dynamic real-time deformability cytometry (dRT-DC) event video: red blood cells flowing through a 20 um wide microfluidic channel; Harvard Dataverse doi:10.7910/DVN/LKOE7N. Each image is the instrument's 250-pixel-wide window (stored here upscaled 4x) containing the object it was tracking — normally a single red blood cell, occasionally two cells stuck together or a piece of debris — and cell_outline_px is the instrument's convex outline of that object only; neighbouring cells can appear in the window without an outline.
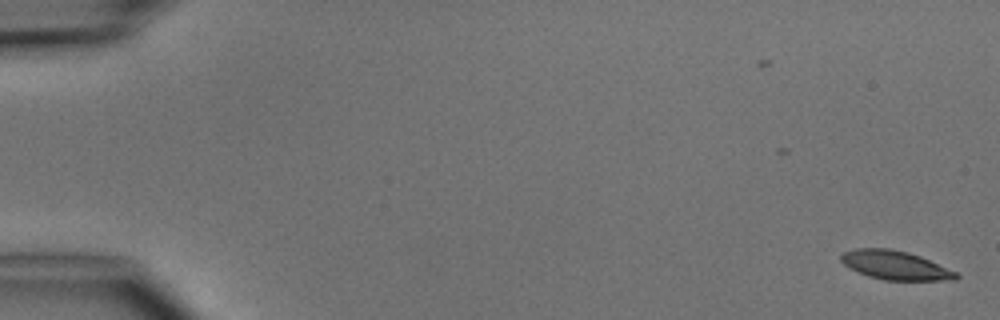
{"species": "common noctule bat (a hibernating species)", "species_latin": "Nyctalus noctula", "temperature_condition": "cold", "stored_images_in_passage": 5, "camera_frame_rate_fps": 3000, "um_per_image_px": 0.085, "animal": {"sex": "male", "body_mass_g": 15.6}, "frame": {"image": 1, "passage_image": 1, "time_ms": 0.0, "image_size_px": [1000, 320], "cell_outline_px": [[960, 276], [956, 280], [884, 280], [868, 276], [844, 264], [840, 260], [840, 256], [844, 252], [856, 248], [888, 248], [908, 252], [920, 256], [956, 272]], "centroid_in_image_um": [76.1, 22.54], "position_along_channel_um": 8.9, "area_um2": 19.13}}
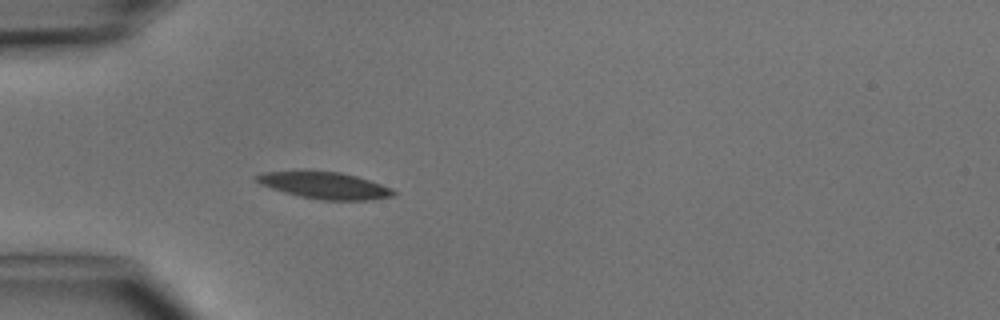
{"frame": {"image": 2, "passage_image": 5, "time_ms": 4.667, "image_size_px": [1000, 320], "cell_outline_px": [[396, 192], [392, 196], [368, 200], [324, 200], [300, 196], [284, 192], [260, 184], [252, 176], [264, 172], [340, 172], [356, 176], [392, 188]], "centroid_in_image_um": [27.6, 15.77], "position_along_channel_um": 57.4, "area_um2": 20.81}}